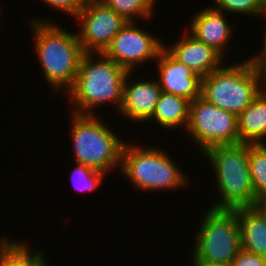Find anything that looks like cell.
<instances>
[{"label": "cell", "instance_id": "603a6c76", "mask_svg": "<svg viewBox=\"0 0 266 266\" xmlns=\"http://www.w3.org/2000/svg\"><path fill=\"white\" fill-rule=\"evenodd\" d=\"M43 2L52 9L69 14L70 17H75L84 6L82 0H43Z\"/></svg>", "mask_w": 266, "mask_h": 266}, {"label": "cell", "instance_id": "4316f807", "mask_svg": "<svg viewBox=\"0 0 266 266\" xmlns=\"http://www.w3.org/2000/svg\"><path fill=\"white\" fill-rule=\"evenodd\" d=\"M192 266H222V265H215V264H208L203 261L195 260L193 257L191 258Z\"/></svg>", "mask_w": 266, "mask_h": 266}, {"label": "cell", "instance_id": "8992f818", "mask_svg": "<svg viewBox=\"0 0 266 266\" xmlns=\"http://www.w3.org/2000/svg\"><path fill=\"white\" fill-rule=\"evenodd\" d=\"M239 62L222 65L201 78V97L236 115L266 87V79L252 67L248 59Z\"/></svg>", "mask_w": 266, "mask_h": 266}, {"label": "cell", "instance_id": "ba28073f", "mask_svg": "<svg viewBox=\"0 0 266 266\" xmlns=\"http://www.w3.org/2000/svg\"><path fill=\"white\" fill-rule=\"evenodd\" d=\"M186 129L201 154L213 146L239 144L237 115L207 102L201 96L190 102Z\"/></svg>", "mask_w": 266, "mask_h": 266}, {"label": "cell", "instance_id": "f1b7e54d", "mask_svg": "<svg viewBox=\"0 0 266 266\" xmlns=\"http://www.w3.org/2000/svg\"><path fill=\"white\" fill-rule=\"evenodd\" d=\"M40 266H49V264L47 263V260H45Z\"/></svg>", "mask_w": 266, "mask_h": 266}, {"label": "cell", "instance_id": "30bf717a", "mask_svg": "<svg viewBox=\"0 0 266 266\" xmlns=\"http://www.w3.org/2000/svg\"><path fill=\"white\" fill-rule=\"evenodd\" d=\"M128 21L113 38L104 54L129 72L149 60H157L164 41ZM135 67V68H134Z\"/></svg>", "mask_w": 266, "mask_h": 266}, {"label": "cell", "instance_id": "d4e9b609", "mask_svg": "<svg viewBox=\"0 0 266 266\" xmlns=\"http://www.w3.org/2000/svg\"><path fill=\"white\" fill-rule=\"evenodd\" d=\"M263 16H266V11ZM264 31L262 52L260 54L258 53V55H253V57H249L248 60L252 64V67L266 79V29Z\"/></svg>", "mask_w": 266, "mask_h": 266}, {"label": "cell", "instance_id": "9a60e30c", "mask_svg": "<svg viewBox=\"0 0 266 266\" xmlns=\"http://www.w3.org/2000/svg\"><path fill=\"white\" fill-rule=\"evenodd\" d=\"M266 88L237 115L239 143H266Z\"/></svg>", "mask_w": 266, "mask_h": 266}, {"label": "cell", "instance_id": "277c9868", "mask_svg": "<svg viewBox=\"0 0 266 266\" xmlns=\"http://www.w3.org/2000/svg\"><path fill=\"white\" fill-rule=\"evenodd\" d=\"M162 148L124 143L119 172L135 189L147 192L188 186L189 178Z\"/></svg>", "mask_w": 266, "mask_h": 266}, {"label": "cell", "instance_id": "44dd1931", "mask_svg": "<svg viewBox=\"0 0 266 266\" xmlns=\"http://www.w3.org/2000/svg\"><path fill=\"white\" fill-rule=\"evenodd\" d=\"M211 6L226 14L238 13L258 18L266 11V0H213Z\"/></svg>", "mask_w": 266, "mask_h": 266}, {"label": "cell", "instance_id": "cb8c5ba5", "mask_svg": "<svg viewBox=\"0 0 266 266\" xmlns=\"http://www.w3.org/2000/svg\"><path fill=\"white\" fill-rule=\"evenodd\" d=\"M230 266H266V258L241 249Z\"/></svg>", "mask_w": 266, "mask_h": 266}, {"label": "cell", "instance_id": "52a82bcc", "mask_svg": "<svg viewBox=\"0 0 266 266\" xmlns=\"http://www.w3.org/2000/svg\"><path fill=\"white\" fill-rule=\"evenodd\" d=\"M205 215V216H204ZM202 216L191 256L208 264L230 266L241 250L237 209L208 208Z\"/></svg>", "mask_w": 266, "mask_h": 266}, {"label": "cell", "instance_id": "2e32d148", "mask_svg": "<svg viewBox=\"0 0 266 266\" xmlns=\"http://www.w3.org/2000/svg\"><path fill=\"white\" fill-rule=\"evenodd\" d=\"M241 249L266 258V217L255 207L237 208Z\"/></svg>", "mask_w": 266, "mask_h": 266}, {"label": "cell", "instance_id": "6da1fadb", "mask_svg": "<svg viewBox=\"0 0 266 266\" xmlns=\"http://www.w3.org/2000/svg\"><path fill=\"white\" fill-rule=\"evenodd\" d=\"M49 21L34 17L30 20L34 48L50 89L67 93L75 83L84 52L77 31H67Z\"/></svg>", "mask_w": 266, "mask_h": 266}, {"label": "cell", "instance_id": "ffe728a7", "mask_svg": "<svg viewBox=\"0 0 266 266\" xmlns=\"http://www.w3.org/2000/svg\"><path fill=\"white\" fill-rule=\"evenodd\" d=\"M157 0H107L105 3L127 21L150 20ZM137 18V20H135Z\"/></svg>", "mask_w": 266, "mask_h": 266}, {"label": "cell", "instance_id": "d6986e66", "mask_svg": "<svg viewBox=\"0 0 266 266\" xmlns=\"http://www.w3.org/2000/svg\"><path fill=\"white\" fill-rule=\"evenodd\" d=\"M248 163L255 199L266 197V143H248Z\"/></svg>", "mask_w": 266, "mask_h": 266}, {"label": "cell", "instance_id": "7402d4cb", "mask_svg": "<svg viewBox=\"0 0 266 266\" xmlns=\"http://www.w3.org/2000/svg\"><path fill=\"white\" fill-rule=\"evenodd\" d=\"M75 166L70 177L74 189L82 193L83 191L94 192L97 188L99 189L106 173L79 163H75Z\"/></svg>", "mask_w": 266, "mask_h": 266}, {"label": "cell", "instance_id": "8fae6325", "mask_svg": "<svg viewBox=\"0 0 266 266\" xmlns=\"http://www.w3.org/2000/svg\"><path fill=\"white\" fill-rule=\"evenodd\" d=\"M155 63L159 75L157 83L162 92L183 97L190 102L201 96V77L165 48L160 51Z\"/></svg>", "mask_w": 266, "mask_h": 266}, {"label": "cell", "instance_id": "7c38bea8", "mask_svg": "<svg viewBox=\"0 0 266 266\" xmlns=\"http://www.w3.org/2000/svg\"><path fill=\"white\" fill-rule=\"evenodd\" d=\"M133 72H128L124 87L123 101L119 114L132 122H147L154 113L161 88L156 80L131 81ZM131 81V82H130Z\"/></svg>", "mask_w": 266, "mask_h": 266}, {"label": "cell", "instance_id": "83f0119b", "mask_svg": "<svg viewBox=\"0 0 266 266\" xmlns=\"http://www.w3.org/2000/svg\"><path fill=\"white\" fill-rule=\"evenodd\" d=\"M107 0H82L83 5H89L94 3H105Z\"/></svg>", "mask_w": 266, "mask_h": 266}, {"label": "cell", "instance_id": "4fadbf2b", "mask_svg": "<svg viewBox=\"0 0 266 266\" xmlns=\"http://www.w3.org/2000/svg\"><path fill=\"white\" fill-rule=\"evenodd\" d=\"M226 16L224 12L214 9L211 5L206 6L192 16L188 30L192 36L212 47L223 58V53H227L225 49L229 48L228 42L235 32L234 25L231 26Z\"/></svg>", "mask_w": 266, "mask_h": 266}, {"label": "cell", "instance_id": "5b68a950", "mask_svg": "<svg viewBox=\"0 0 266 266\" xmlns=\"http://www.w3.org/2000/svg\"><path fill=\"white\" fill-rule=\"evenodd\" d=\"M71 113L70 137L75 163L104 173L116 167L120 170L121 153L126 141L101 121L98 114Z\"/></svg>", "mask_w": 266, "mask_h": 266}, {"label": "cell", "instance_id": "7a4b0ae2", "mask_svg": "<svg viewBox=\"0 0 266 266\" xmlns=\"http://www.w3.org/2000/svg\"><path fill=\"white\" fill-rule=\"evenodd\" d=\"M128 72L104 53H84L75 83L66 93L73 104L72 112L95 115L98 106L104 104H116L119 111Z\"/></svg>", "mask_w": 266, "mask_h": 266}, {"label": "cell", "instance_id": "e0dca14e", "mask_svg": "<svg viewBox=\"0 0 266 266\" xmlns=\"http://www.w3.org/2000/svg\"><path fill=\"white\" fill-rule=\"evenodd\" d=\"M190 101L174 95L161 92L156 104L152 117L149 122L154 120L157 125L167 130L179 128L183 126L187 128L189 122Z\"/></svg>", "mask_w": 266, "mask_h": 266}, {"label": "cell", "instance_id": "9c48e42d", "mask_svg": "<svg viewBox=\"0 0 266 266\" xmlns=\"http://www.w3.org/2000/svg\"><path fill=\"white\" fill-rule=\"evenodd\" d=\"M75 19L81 25L76 35L84 53H104L128 22L106 3L83 6Z\"/></svg>", "mask_w": 266, "mask_h": 266}, {"label": "cell", "instance_id": "5bb4252c", "mask_svg": "<svg viewBox=\"0 0 266 266\" xmlns=\"http://www.w3.org/2000/svg\"><path fill=\"white\" fill-rule=\"evenodd\" d=\"M186 33L175 43L164 44V48L180 63L194 70L201 78L224 64V58L217 51L197 40L187 30Z\"/></svg>", "mask_w": 266, "mask_h": 266}, {"label": "cell", "instance_id": "ac0fdd59", "mask_svg": "<svg viewBox=\"0 0 266 266\" xmlns=\"http://www.w3.org/2000/svg\"><path fill=\"white\" fill-rule=\"evenodd\" d=\"M28 245L3 236L0 239V266H40L46 260L45 252L32 251Z\"/></svg>", "mask_w": 266, "mask_h": 266}, {"label": "cell", "instance_id": "3957f363", "mask_svg": "<svg viewBox=\"0 0 266 266\" xmlns=\"http://www.w3.org/2000/svg\"><path fill=\"white\" fill-rule=\"evenodd\" d=\"M202 155L212 165L214 181L221 195L211 208L234 210L256 206L249 171L248 143L213 146Z\"/></svg>", "mask_w": 266, "mask_h": 266}, {"label": "cell", "instance_id": "484cf974", "mask_svg": "<svg viewBox=\"0 0 266 266\" xmlns=\"http://www.w3.org/2000/svg\"><path fill=\"white\" fill-rule=\"evenodd\" d=\"M256 207L262 212V214L266 217V197L261 198L257 201Z\"/></svg>", "mask_w": 266, "mask_h": 266}]
</instances>
